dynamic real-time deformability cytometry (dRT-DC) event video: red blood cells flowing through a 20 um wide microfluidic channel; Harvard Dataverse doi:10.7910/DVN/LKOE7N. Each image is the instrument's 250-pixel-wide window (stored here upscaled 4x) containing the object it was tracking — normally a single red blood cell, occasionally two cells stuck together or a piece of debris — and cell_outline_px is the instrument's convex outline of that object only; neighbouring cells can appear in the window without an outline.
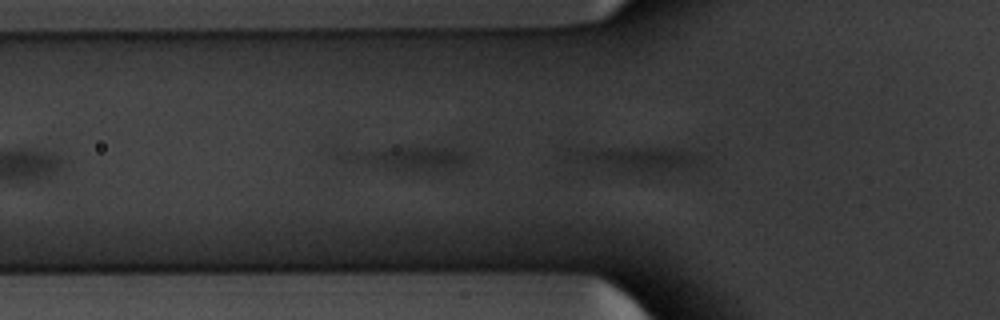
{"species": "common noctule bat (a hibernating species)", "species_latin": "Nyctalus noctula", "temperature_condition": "warm", "stored_images_in_passage": 9, "segment_of_instrument_passage": [1, 2], "camera_frame_rate_fps": 3000, "um_per_image_px": 0.085, "animal": {"sex": "male", "body_mass_g": 20.1, "forearm_length_mm": 53.5}, "frame": {"image": 1, "passage_image": 6, "time_ms": 1.667, "image_size_px": [1000, 320], "cell_outline_px": [[708, 160], [692, 168], [660, 172], [640, 172], [564, 160], [568, 152], [584, 148], [672, 148], [696, 152], [708, 156]], "centroid_in_image_um": [54.29, 13.48], "position_along_channel_um": 71.5, "area_um2": 18.96}}
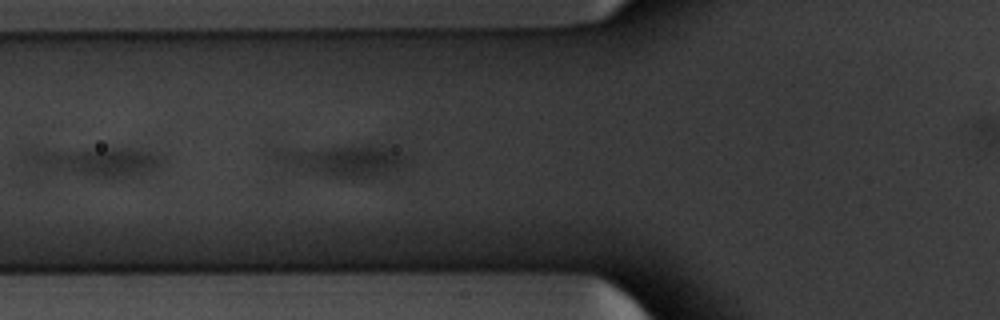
{"frame": {"image": 2, "passage_image": 8, "time_ms": 2.333, "image_size_px": [1000, 320], "cell_outline_px": [[168, 160], [160, 168], [140, 176], [120, 180], [32, 180], [28, 176], [24, 156], [24, 152], [28, 148], [136, 148], [156, 152], [168, 156]], "centroid_in_image_um": [7.72, 13.89], "position_along_channel_um": 118.1, "area_um2": 29.59}}